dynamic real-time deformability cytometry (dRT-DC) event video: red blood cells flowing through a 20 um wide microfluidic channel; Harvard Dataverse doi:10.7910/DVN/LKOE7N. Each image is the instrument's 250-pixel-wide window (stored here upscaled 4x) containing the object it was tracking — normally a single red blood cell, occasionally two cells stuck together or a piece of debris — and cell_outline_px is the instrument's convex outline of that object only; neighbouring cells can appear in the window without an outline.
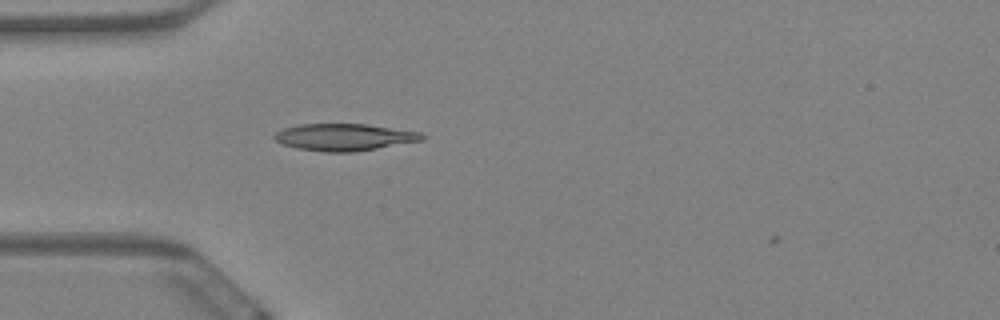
{"species": "Egyptian fruit bat (a non-hibernating species)", "species_latin": "Rousettus aegyptiacus", "temperature_condition": "warm", "stored_images_in_passage": 43, "camera_frame_rate_fps": 3000, "um_per_image_px": 0.085, "animal": {"sex": "female"}, "frame": {"image": 1, "passage_image": 1, "time_ms": 0.0, "image_size_px": [1000, 320], "cell_outline_px": [[424, 140], [356, 152], [324, 152], [296, 148], [284, 144], [276, 140], [272, 136], [276, 132], [284, 128], [300, 124], [368, 124], [420, 132], [424, 136]], "centroid_in_image_um": [29.27, 11.66], "position_along_channel_um": 55.7, "area_um2": 23.24}}
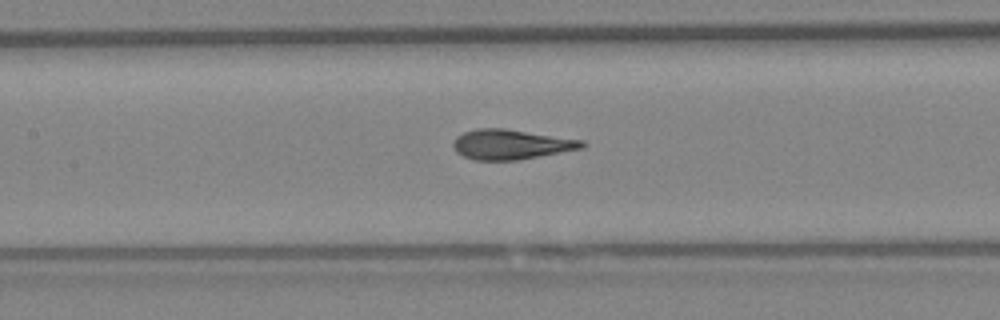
{"frame": {"image": 2, "passage_image": 11, "time_ms": 3.333, "image_size_px": [1000, 320], "cell_outline_px": [[588, 144], [584, 148], [516, 160], [472, 160], [456, 152], [452, 144], [456, 136], [464, 132], [480, 128], [504, 128], [584, 140]], "centroid_in_image_um": [43.45, 12.27], "position_along_channel_um": 164.0, "area_um2": 22.48}}
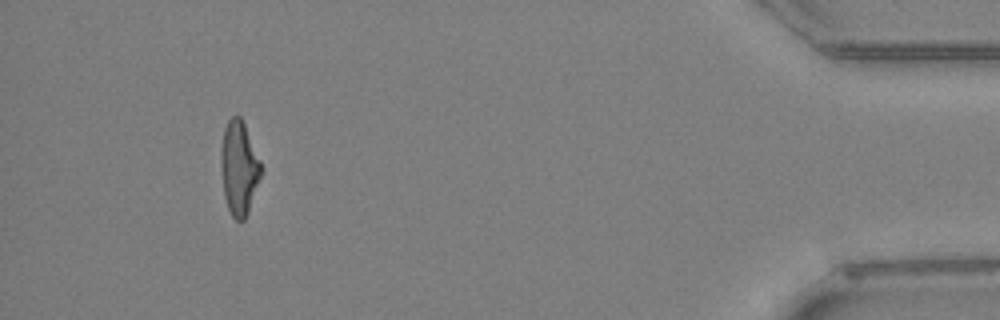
{"frame": {"image": 3, "passage_image": 39, "time_ms": 12.667, "image_size_px": [1000, 320], "cell_outline_px": [[264, 168], [248, 212], [244, 220], [236, 220], [232, 216], [228, 208], [224, 196], [220, 164], [220, 148], [224, 128], [228, 120], [232, 116], [240, 116], [244, 124]], "centroid_in_image_um": [20.32, 14.27], "position_along_channel_um": 414.9, "area_um2": 22.14}, "authors_computed_cell_mechanics": {"area_um2": 22.3108, "velocity_mm_per_s": 3.4074, "shape_relaxation_time_tau1_ms": 7.2789, "shape_relaxation_time_tau2_ms": 1.4742, "deformation_change_tau1": 0.2321, "deformation_change_tau2": 0.0908}}